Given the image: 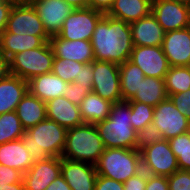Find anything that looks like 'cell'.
Wrapping results in <instances>:
<instances>
[{
	"label": "cell",
	"mask_w": 190,
	"mask_h": 190,
	"mask_svg": "<svg viewBox=\"0 0 190 190\" xmlns=\"http://www.w3.org/2000/svg\"><path fill=\"white\" fill-rule=\"evenodd\" d=\"M152 123L166 140L190 131V120L176 108L169 97L154 107Z\"/></svg>",
	"instance_id": "30bf717a"
},
{
	"label": "cell",
	"mask_w": 190,
	"mask_h": 190,
	"mask_svg": "<svg viewBox=\"0 0 190 190\" xmlns=\"http://www.w3.org/2000/svg\"><path fill=\"white\" fill-rule=\"evenodd\" d=\"M152 10V0H114L108 16L127 23L148 16Z\"/></svg>",
	"instance_id": "d4e9b609"
},
{
	"label": "cell",
	"mask_w": 190,
	"mask_h": 190,
	"mask_svg": "<svg viewBox=\"0 0 190 190\" xmlns=\"http://www.w3.org/2000/svg\"><path fill=\"white\" fill-rule=\"evenodd\" d=\"M169 98L176 108L190 120V89L186 92L171 94Z\"/></svg>",
	"instance_id": "74e56055"
},
{
	"label": "cell",
	"mask_w": 190,
	"mask_h": 190,
	"mask_svg": "<svg viewBox=\"0 0 190 190\" xmlns=\"http://www.w3.org/2000/svg\"><path fill=\"white\" fill-rule=\"evenodd\" d=\"M131 107V126L137 132L152 123L154 107L145 103L128 101Z\"/></svg>",
	"instance_id": "836d02e7"
},
{
	"label": "cell",
	"mask_w": 190,
	"mask_h": 190,
	"mask_svg": "<svg viewBox=\"0 0 190 190\" xmlns=\"http://www.w3.org/2000/svg\"><path fill=\"white\" fill-rule=\"evenodd\" d=\"M113 3L114 0H88V8L107 14Z\"/></svg>",
	"instance_id": "f6af8a7d"
},
{
	"label": "cell",
	"mask_w": 190,
	"mask_h": 190,
	"mask_svg": "<svg viewBox=\"0 0 190 190\" xmlns=\"http://www.w3.org/2000/svg\"><path fill=\"white\" fill-rule=\"evenodd\" d=\"M0 190H25L23 182L0 185Z\"/></svg>",
	"instance_id": "681fc988"
},
{
	"label": "cell",
	"mask_w": 190,
	"mask_h": 190,
	"mask_svg": "<svg viewBox=\"0 0 190 190\" xmlns=\"http://www.w3.org/2000/svg\"><path fill=\"white\" fill-rule=\"evenodd\" d=\"M168 98L164 79L145 77L135 94L129 101L145 103L156 107L161 101Z\"/></svg>",
	"instance_id": "83f0119b"
},
{
	"label": "cell",
	"mask_w": 190,
	"mask_h": 190,
	"mask_svg": "<svg viewBox=\"0 0 190 190\" xmlns=\"http://www.w3.org/2000/svg\"><path fill=\"white\" fill-rule=\"evenodd\" d=\"M103 15L91 8L74 9L63 22L58 35L65 40L90 41L95 26Z\"/></svg>",
	"instance_id": "9c48e42d"
},
{
	"label": "cell",
	"mask_w": 190,
	"mask_h": 190,
	"mask_svg": "<svg viewBox=\"0 0 190 190\" xmlns=\"http://www.w3.org/2000/svg\"><path fill=\"white\" fill-rule=\"evenodd\" d=\"M168 97L171 94L186 92L190 89V67L172 66L164 77Z\"/></svg>",
	"instance_id": "f546056e"
},
{
	"label": "cell",
	"mask_w": 190,
	"mask_h": 190,
	"mask_svg": "<svg viewBox=\"0 0 190 190\" xmlns=\"http://www.w3.org/2000/svg\"><path fill=\"white\" fill-rule=\"evenodd\" d=\"M10 75L9 59L0 52V81Z\"/></svg>",
	"instance_id": "bcb514c9"
},
{
	"label": "cell",
	"mask_w": 190,
	"mask_h": 190,
	"mask_svg": "<svg viewBox=\"0 0 190 190\" xmlns=\"http://www.w3.org/2000/svg\"><path fill=\"white\" fill-rule=\"evenodd\" d=\"M45 190H71L63 176H58Z\"/></svg>",
	"instance_id": "7dc6e473"
},
{
	"label": "cell",
	"mask_w": 190,
	"mask_h": 190,
	"mask_svg": "<svg viewBox=\"0 0 190 190\" xmlns=\"http://www.w3.org/2000/svg\"><path fill=\"white\" fill-rule=\"evenodd\" d=\"M112 104L100 95L90 92L79 105L83 122L95 125L98 122L104 121L110 115Z\"/></svg>",
	"instance_id": "4316f807"
},
{
	"label": "cell",
	"mask_w": 190,
	"mask_h": 190,
	"mask_svg": "<svg viewBox=\"0 0 190 190\" xmlns=\"http://www.w3.org/2000/svg\"><path fill=\"white\" fill-rule=\"evenodd\" d=\"M93 70L92 62L83 64L80 69L79 80H74V83H80L81 86H86L91 92L93 91Z\"/></svg>",
	"instance_id": "60d3db41"
},
{
	"label": "cell",
	"mask_w": 190,
	"mask_h": 190,
	"mask_svg": "<svg viewBox=\"0 0 190 190\" xmlns=\"http://www.w3.org/2000/svg\"><path fill=\"white\" fill-rule=\"evenodd\" d=\"M131 120L128 101L112 104L109 117L95 124L105 148L135 149L137 132L132 128Z\"/></svg>",
	"instance_id": "3957f363"
},
{
	"label": "cell",
	"mask_w": 190,
	"mask_h": 190,
	"mask_svg": "<svg viewBox=\"0 0 190 190\" xmlns=\"http://www.w3.org/2000/svg\"><path fill=\"white\" fill-rule=\"evenodd\" d=\"M162 50L172 66L190 65V26L165 33Z\"/></svg>",
	"instance_id": "9a60e30c"
},
{
	"label": "cell",
	"mask_w": 190,
	"mask_h": 190,
	"mask_svg": "<svg viewBox=\"0 0 190 190\" xmlns=\"http://www.w3.org/2000/svg\"><path fill=\"white\" fill-rule=\"evenodd\" d=\"M169 1H174V2H177V3H181V4H184V5H187L190 7V0H169Z\"/></svg>",
	"instance_id": "816d5d0a"
},
{
	"label": "cell",
	"mask_w": 190,
	"mask_h": 190,
	"mask_svg": "<svg viewBox=\"0 0 190 190\" xmlns=\"http://www.w3.org/2000/svg\"><path fill=\"white\" fill-rule=\"evenodd\" d=\"M145 190H169V183L166 176H154L147 173Z\"/></svg>",
	"instance_id": "7bdbcfd3"
},
{
	"label": "cell",
	"mask_w": 190,
	"mask_h": 190,
	"mask_svg": "<svg viewBox=\"0 0 190 190\" xmlns=\"http://www.w3.org/2000/svg\"><path fill=\"white\" fill-rule=\"evenodd\" d=\"M74 9L88 8V0H64Z\"/></svg>",
	"instance_id": "c3c4849f"
},
{
	"label": "cell",
	"mask_w": 190,
	"mask_h": 190,
	"mask_svg": "<svg viewBox=\"0 0 190 190\" xmlns=\"http://www.w3.org/2000/svg\"><path fill=\"white\" fill-rule=\"evenodd\" d=\"M32 6L36 9L49 37L61 32L63 22L74 10L64 0H38Z\"/></svg>",
	"instance_id": "5bb4252c"
},
{
	"label": "cell",
	"mask_w": 190,
	"mask_h": 190,
	"mask_svg": "<svg viewBox=\"0 0 190 190\" xmlns=\"http://www.w3.org/2000/svg\"><path fill=\"white\" fill-rule=\"evenodd\" d=\"M147 183V172L141 170L123 183L124 190H145Z\"/></svg>",
	"instance_id": "ab89813d"
},
{
	"label": "cell",
	"mask_w": 190,
	"mask_h": 190,
	"mask_svg": "<svg viewBox=\"0 0 190 190\" xmlns=\"http://www.w3.org/2000/svg\"><path fill=\"white\" fill-rule=\"evenodd\" d=\"M5 30L20 35L48 36L43 22L32 5L14 4Z\"/></svg>",
	"instance_id": "4fadbf2b"
},
{
	"label": "cell",
	"mask_w": 190,
	"mask_h": 190,
	"mask_svg": "<svg viewBox=\"0 0 190 190\" xmlns=\"http://www.w3.org/2000/svg\"><path fill=\"white\" fill-rule=\"evenodd\" d=\"M61 175V158L49 157L44 161L33 163L23 174L25 190H45Z\"/></svg>",
	"instance_id": "2e32d148"
},
{
	"label": "cell",
	"mask_w": 190,
	"mask_h": 190,
	"mask_svg": "<svg viewBox=\"0 0 190 190\" xmlns=\"http://www.w3.org/2000/svg\"><path fill=\"white\" fill-rule=\"evenodd\" d=\"M15 112L22 126L27 130L47 118L46 102L27 91L18 103Z\"/></svg>",
	"instance_id": "484cf974"
},
{
	"label": "cell",
	"mask_w": 190,
	"mask_h": 190,
	"mask_svg": "<svg viewBox=\"0 0 190 190\" xmlns=\"http://www.w3.org/2000/svg\"><path fill=\"white\" fill-rule=\"evenodd\" d=\"M69 83L52 72L41 74L28 81V91L43 102L64 96Z\"/></svg>",
	"instance_id": "44dd1931"
},
{
	"label": "cell",
	"mask_w": 190,
	"mask_h": 190,
	"mask_svg": "<svg viewBox=\"0 0 190 190\" xmlns=\"http://www.w3.org/2000/svg\"><path fill=\"white\" fill-rule=\"evenodd\" d=\"M15 4L19 5H33L38 0H13Z\"/></svg>",
	"instance_id": "f907efd6"
},
{
	"label": "cell",
	"mask_w": 190,
	"mask_h": 190,
	"mask_svg": "<svg viewBox=\"0 0 190 190\" xmlns=\"http://www.w3.org/2000/svg\"><path fill=\"white\" fill-rule=\"evenodd\" d=\"M90 42L96 61L117 65L129 60L133 50L130 25L104 14L95 26Z\"/></svg>",
	"instance_id": "6da1fadb"
},
{
	"label": "cell",
	"mask_w": 190,
	"mask_h": 190,
	"mask_svg": "<svg viewBox=\"0 0 190 190\" xmlns=\"http://www.w3.org/2000/svg\"><path fill=\"white\" fill-rule=\"evenodd\" d=\"M54 54L51 45L46 42L43 46L19 52L9 59L10 74L25 81L52 72Z\"/></svg>",
	"instance_id": "8992f818"
},
{
	"label": "cell",
	"mask_w": 190,
	"mask_h": 190,
	"mask_svg": "<svg viewBox=\"0 0 190 190\" xmlns=\"http://www.w3.org/2000/svg\"><path fill=\"white\" fill-rule=\"evenodd\" d=\"M14 4L13 0H3L0 2V35L6 29L7 21Z\"/></svg>",
	"instance_id": "ee69618b"
},
{
	"label": "cell",
	"mask_w": 190,
	"mask_h": 190,
	"mask_svg": "<svg viewBox=\"0 0 190 190\" xmlns=\"http://www.w3.org/2000/svg\"><path fill=\"white\" fill-rule=\"evenodd\" d=\"M67 129L51 119L45 118L25 131L21 137L33 163L49 157L61 158L65 146Z\"/></svg>",
	"instance_id": "7a4b0ae2"
},
{
	"label": "cell",
	"mask_w": 190,
	"mask_h": 190,
	"mask_svg": "<svg viewBox=\"0 0 190 190\" xmlns=\"http://www.w3.org/2000/svg\"><path fill=\"white\" fill-rule=\"evenodd\" d=\"M93 93L116 103L122 101L120 90L119 65L107 61L92 62Z\"/></svg>",
	"instance_id": "ba28073f"
},
{
	"label": "cell",
	"mask_w": 190,
	"mask_h": 190,
	"mask_svg": "<svg viewBox=\"0 0 190 190\" xmlns=\"http://www.w3.org/2000/svg\"><path fill=\"white\" fill-rule=\"evenodd\" d=\"M163 139V135L159 129L153 123H150L145 128L137 131L135 149L140 152L153 143L162 141Z\"/></svg>",
	"instance_id": "e575fe53"
},
{
	"label": "cell",
	"mask_w": 190,
	"mask_h": 190,
	"mask_svg": "<svg viewBox=\"0 0 190 190\" xmlns=\"http://www.w3.org/2000/svg\"><path fill=\"white\" fill-rule=\"evenodd\" d=\"M105 147L94 124L67 129L61 158L96 165Z\"/></svg>",
	"instance_id": "277c9868"
},
{
	"label": "cell",
	"mask_w": 190,
	"mask_h": 190,
	"mask_svg": "<svg viewBox=\"0 0 190 190\" xmlns=\"http://www.w3.org/2000/svg\"><path fill=\"white\" fill-rule=\"evenodd\" d=\"M129 60L144 72L145 77L164 79L170 68L161 46H134Z\"/></svg>",
	"instance_id": "7c38bea8"
},
{
	"label": "cell",
	"mask_w": 190,
	"mask_h": 190,
	"mask_svg": "<svg viewBox=\"0 0 190 190\" xmlns=\"http://www.w3.org/2000/svg\"><path fill=\"white\" fill-rule=\"evenodd\" d=\"M28 91V81L9 75L0 81V115L15 111L18 103Z\"/></svg>",
	"instance_id": "603a6c76"
},
{
	"label": "cell",
	"mask_w": 190,
	"mask_h": 190,
	"mask_svg": "<svg viewBox=\"0 0 190 190\" xmlns=\"http://www.w3.org/2000/svg\"><path fill=\"white\" fill-rule=\"evenodd\" d=\"M140 154L142 170L149 175L168 177L179 169L177 157L166 139L146 147Z\"/></svg>",
	"instance_id": "52a82bcc"
},
{
	"label": "cell",
	"mask_w": 190,
	"mask_h": 190,
	"mask_svg": "<svg viewBox=\"0 0 190 190\" xmlns=\"http://www.w3.org/2000/svg\"><path fill=\"white\" fill-rule=\"evenodd\" d=\"M61 175L71 190H94L97 179L96 166L61 158Z\"/></svg>",
	"instance_id": "e0dca14e"
},
{
	"label": "cell",
	"mask_w": 190,
	"mask_h": 190,
	"mask_svg": "<svg viewBox=\"0 0 190 190\" xmlns=\"http://www.w3.org/2000/svg\"><path fill=\"white\" fill-rule=\"evenodd\" d=\"M133 46H161L165 31L150 13L137 21L129 23Z\"/></svg>",
	"instance_id": "d6986e66"
},
{
	"label": "cell",
	"mask_w": 190,
	"mask_h": 190,
	"mask_svg": "<svg viewBox=\"0 0 190 190\" xmlns=\"http://www.w3.org/2000/svg\"><path fill=\"white\" fill-rule=\"evenodd\" d=\"M180 170L190 171V131L168 140Z\"/></svg>",
	"instance_id": "1f68e13d"
},
{
	"label": "cell",
	"mask_w": 190,
	"mask_h": 190,
	"mask_svg": "<svg viewBox=\"0 0 190 190\" xmlns=\"http://www.w3.org/2000/svg\"><path fill=\"white\" fill-rule=\"evenodd\" d=\"M83 63L64 59V58H54L52 73L57 75L63 81L67 83L74 82V80H79L80 69Z\"/></svg>",
	"instance_id": "d6a6232c"
},
{
	"label": "cell",
	"mask_w": 190,
	"mask_h": 190,
	"mask_svg": "<svg viewBox=\"0 0 190 190\" xmlns=\"http://www.w3.org/2000/svg\"><path fill=\"white\" fill-rule=\"evenodd\" d=\"M49 39V36L20 35L4 30L0 35V52L10 59L19 52L43 46Z\"/></svg>",
	"instance_id": "7402d4cb"
},
{
	"label": "cell",
	"mask_w": 190,
	"mask_h": 190,
	"mask_svg": "<svg viewBox=\"0 0 190 190\" xmlns=\"http://www.w3.org/2000/svg\"><path fill=\"white\" fill-rule=\"evenodd\" d=\"M90 92L91 91L86 86H81L80 83L71 82L66 87L64 97L67 98L71 103L79 106L82 100Z\"/></svg>",
	"instance_id": "8d00e7d4"
},
{
	"label": "cell",
	"mask_w": 190,
	"mask_h": 190,
	"mask_svg": "<svg viewBox=\"0 0 190 190\" xmlns=\"http://www.w3.org/2000/svg\"><path fill=\"white\" fill-rule=\"evenodd\" d=\"M151 13L165 32L190 26V7L169 0H152Z\"/></svg>",
	"instance_id": "8fae6325"
},
{
	"label": "cell",
	"mask_w": 190,
	"mask_h": 190,
	"mask_svg": "<svg viewBox=\"0 0 190 190\" xmlns=\"http://www.w3.org/2000/svg\"><path fill=\"white\" fill-rule=\"evenodd\" d=\"M169 190H190V171H175L171 176L167 177Z\"/></svg>",
	"instance_id": "d590c367"
},
{
	"label": "cell",
	"mask_w": 190,
	"mask_h": 190,
	"mask_svg": "<svg viewBox=\"0 0 190 190\" xmlns=\"http://www.w3.org/2000/svg\"><path fill=\"white\" fill-rule=\"evenodd\" d=\"M46 112L48 119L53 120L66 129L84 124L79 106L71 103L64 96L47 101Z\"/></svg>",
	"instance_id": "ffe728a7"
},
{
	"label": "cell",
	"mask_w": 190,
	"mask_h": 190,
	"mask_svg": "<svg viewBox=\"0 0 190 190\" xmlns=\"http://www.w3.org/2000/svg\"><path fill=\"white\" fill-rule=\"evenodd\" d=\"M25 131L15 111L0 115V144L21 139Z\"/></svg>",
	"instance_id": "4dcf8cb0"
},
{
	"label": "cell",
	"mask_w": 190,
	"mask_h": 190,
	"mask_svg": "<svg viewBox=\"0 0 190 190\" xmlns=\"http://www.w3.org/2000/svg\"><path fill=\"white\" fill-rule=\"evenodd\" d=\"M49 43L54 58H64L80 63H91L95 60L92 43L86 40H65L59 35L50 37Z\"/></svg>",
	"instance_id": "ac0fdd59"
},
{
	"label": "cell",
	"mask_w": 190,
	"mask_h": 190,
	"mask_svg": "<svg viewBox=\"0 0 190 190\" xmlns=\"http://www.w3.org/2000/svg\"><path fill=\"white\" fill-rule=\"evenodd\" d=\"M23 173L14 168L0 164V185L23 182Z\"/></svg>",
	"instance_id": "f35d334b"
},
{
	"label": "cell",
	"mask_w": 190,
	"mask_h": 190,
	"mask_svg": "<svg viewBox=\"0 0 190 190\" xmlns=\"http://www.w3.org/2000/svg\"><path fill=\"white\" fill-rule=\"evenodd\" d=\"M94 190H124L123 183L111 178L97 175Z\"/></svg>",
	"instance_id": "b9f144b4"
},
{
	"label": "cell",
	"mask_w": 190,
	"mask_h": 190,
	"mask_svg": "<svg viewBox=\"0 0 190 190\" xmlns=\"http://www.w3.org/2000/svg\"><path fill=\"white\" fill-rule=\"evenodd\" d=\"M0 164L19 170L23 174L32 167V156L22 139L0 144Z\"/></svg>",
	"instance_id": "cb8c5ba5"
},
{
	"label": "cell",
	"mask_w": 190,
	"mask_h": 190,
	"mask_svg": "<svg viewBox=\"0 0 190 190\" xmlns=\"http://www.w3.org/2000/svg\"><path fill=\"white\" fill-rule=\"evenodd\" d=\"M119 76L122 100L129 101L135 96L141 81L145 78L144 72L136 64L127 60L119 65Z\"/></svg>",
	"instance_id": "f1b7e54d"
},
{
	"label": "cell",
	"mask_w": 190,
	"mask_h": 190,
	"mask_svg": "<svg viewBox=\"0 0 190 190\" xmlns=\"http://www.w3.org/2000/svg\"><path fill=\"white\" fill-rule=\"evenodd\" d=\"M95 166L97 175L124 183L142 170L141 154L136 149L105 148Z\"/></svg>",
	"instance_id": "5b68a950"
}]
</instances>
